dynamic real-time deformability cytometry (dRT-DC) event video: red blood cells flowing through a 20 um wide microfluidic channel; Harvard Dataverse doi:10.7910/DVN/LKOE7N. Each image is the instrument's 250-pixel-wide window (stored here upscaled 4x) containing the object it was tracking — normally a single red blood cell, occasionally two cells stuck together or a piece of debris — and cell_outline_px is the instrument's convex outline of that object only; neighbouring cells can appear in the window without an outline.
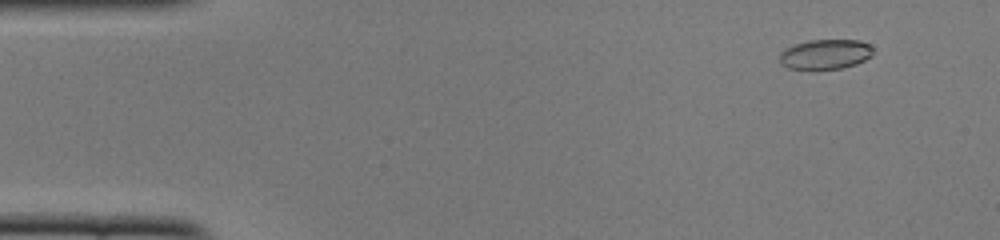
{"species": "common noctule bat (a hibernating species)", "species_latin": "Nyctalus noctula", "temperature_condition": "cold", "stored_images_in_passage": 52, "camera_frame_rate_fps": 3000, "um_per_image_px": 0.085, "animal": {"sex": "female", "body_mass_g": 22.0, "forearm_length_mm": 56.7}, "frame": {"image": 1, "passage_image": 5, "time_ms": 1.333, "image_size_px": [1000, 240], "cell_outline_px": [[872, 56], [856, 64], [844, 68], [788, 68], [780, 64], [780, 52], [784, 48], [792, 44], [808, 40], [860, 40], [868, 44], [872, 48]], "centroid_in_image_um": [70.13, 4.59], "position_along_channel_um": 14.9, "area_um2": 16.24}}
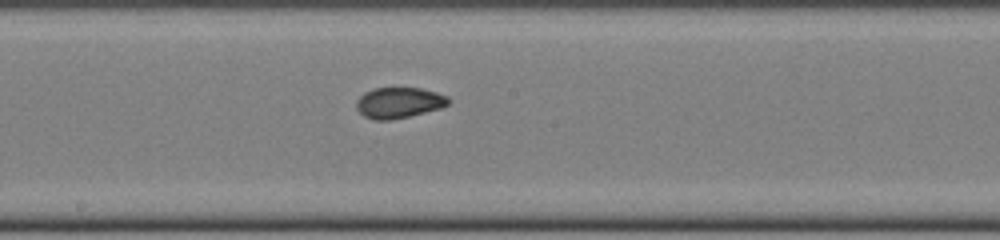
{"frame": {"image": 2, "passage_image": 28, "time_ms": 9.0, "image_size_px": [1000, 240], "cell_outline_px": [[448, 104], [440, 108], [392, 120], [372, 120], [364, 116], [356, 108], [356, 100], [364, 92], [372, 88], [420, 88], [436, 92], [448, 96]], "centroid_in_image_um": [33.86, 8.73], "position_along_channel_um": 214.3, "area_um2": 16.47}}
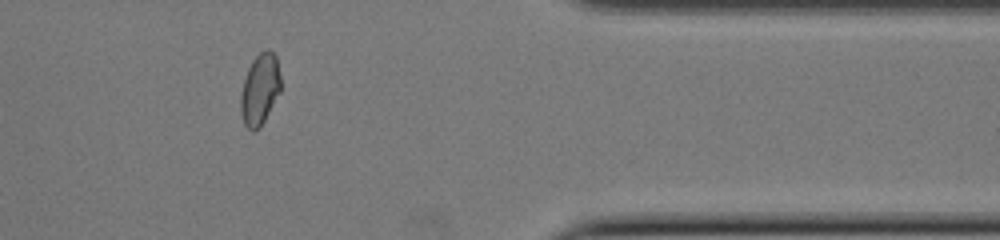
{"frame": {"image": 3, "passage_image": 43, "time_ms": 14.0, "image_size_px": [1000, 240], "cell_outline_px": [[280, 92], [260, 128], [252, 132], [244, 124], [240, 112], [240, 96], [244, 80], [248, 68], [252, 60], [260, 52], [268, 48], [276, 56], [280, 76]], "centroid_in_image_um": [22.08, 7.61], "position_along_channel_um": 389.3, "area_um2": 16.65}, "authors_computed_cell_mechanics": {"area_um2": 16.6464, "velocity_mm_per_s": 3.9168, "shape_relaxation_time_tau1_ms": null, "shape_relaxation_time_tau2_ms": 1.4906, "deformation_change_tau1": null, "deformation_change_tau2": 0.0457}}